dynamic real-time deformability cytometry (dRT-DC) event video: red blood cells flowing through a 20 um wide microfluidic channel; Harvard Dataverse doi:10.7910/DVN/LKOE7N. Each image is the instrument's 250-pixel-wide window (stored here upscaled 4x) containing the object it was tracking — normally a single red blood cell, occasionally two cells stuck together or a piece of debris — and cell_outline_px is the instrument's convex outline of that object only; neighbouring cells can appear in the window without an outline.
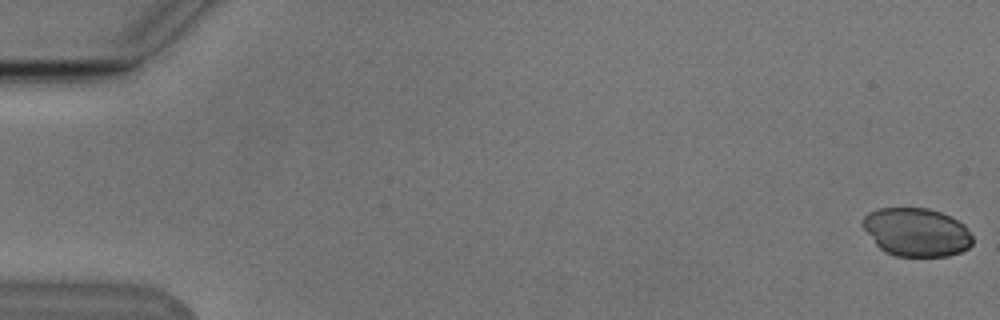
{"species": "Egyptian fruit bat (a non-hibernating species)", "species_latin": "Rousettus aegyptiacus", "temperature_condition": "cold", "stored_images_in_passage": 55, "camera_frame_rate_fps": 3000, "um_per_image_px": 0.085, "animal": {"sex": "male"}, "frame": {"image": 1, "passage_image": 1, "time_ms": 0.0, "image_size_px": [1000, 320], "cell_outline_px": [[972, 244], [968, 248], [960, 252], [948, 256], [896, 256], [884, 252], [876, 244], [860, 224], [860, 220], [868, 212], [876, 208], [928, 208], [940, 212], [964, 224], [972, 236]], "centroid_in_image_um": [77.86, 19.73], "position_along_channel_um": 7.1, "area_um2": 31.1}}
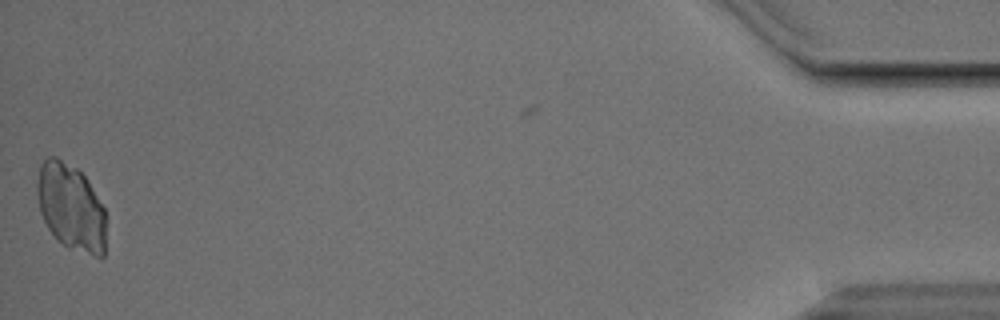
{"frame": {"image": 2, "passage_image": 54, "time_ms": 17.667, "image_size_px": [1000, 320], "cell_outline_px": [[104, 256], [96, 256], [68, 248], [56, 240], [48, 228], [40, 212], [36, 192], [36, 184], [40, 164], [48, 156], [56, 156], [76, 168], [88, 180], [104, 208]], "centroid_in_image_um": [5.99, 17.59], "position_along_channel_um": 429.2, "area_um2": 34.8}}